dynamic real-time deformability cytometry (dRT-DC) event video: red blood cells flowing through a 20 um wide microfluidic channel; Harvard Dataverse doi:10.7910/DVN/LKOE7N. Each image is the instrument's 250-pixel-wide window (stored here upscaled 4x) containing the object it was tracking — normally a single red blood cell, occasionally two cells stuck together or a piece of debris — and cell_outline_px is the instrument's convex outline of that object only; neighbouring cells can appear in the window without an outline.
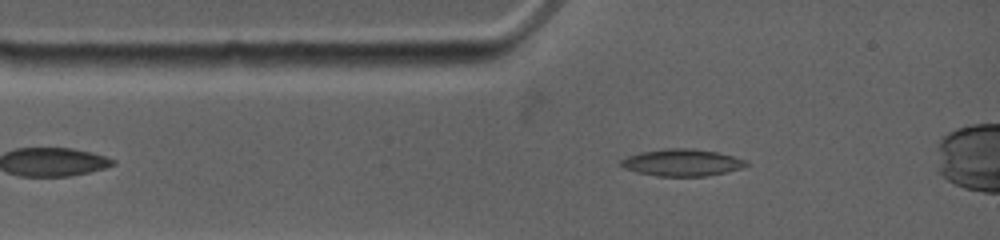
{"species": "common noctule bat (a hibernating species)", "species_latin": "Nyctalus noctula", "temperature_condition": "warm", "stored_images_in_passage": 18, "camera_frame_rate_fps": 4500, "um_per_image_px": 0.085, "animal": {"sex": "female", "body_mass_g": 19.0, "forearm_length_mm": 53.3}, "frame": {"image": 1, "passage_image": 2, "time_ms": 0.444, "image_size_px": [1000, 240], "cell_outline_px": [[752, 164], [744, 168], [704, 176], [656, 176], [636, 172], [624, 168], [620, 164], [620, 160], [628, 156], [640, 152], [664, 148], [692, 148], [716, 152], [748, 160]], "centroid_in_image_um": [57.99, 13.81], "position_along_channel_um": 27.0, "area_um2": 19.83}}
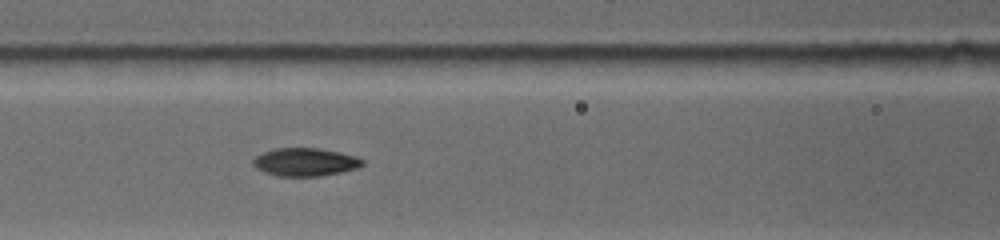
{"frame": {"image": 2, "passage_image": 9, "time_ms": 3.556, "image_size_px": [1000, 240], "cell_outline_px": [[364, 164], [356, 168], [340, 172], [320, 176], [280, 176], [264, 172], [256, 168], [252, 164], [252, 160], [256, 156], [264, 152], [276, 148], [320, 148], [356, 156], [364, 160]], "centroid_in_image_um": [25.93, 13.77], "position_along_channel_um": 140.7, "area_um2": 17.8}}
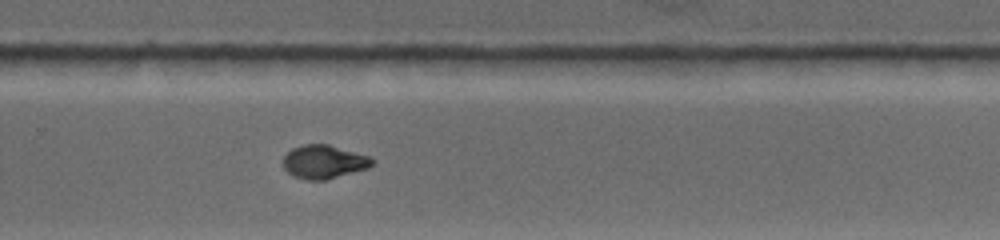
{"frame": {"image": 3, "passage_image": 18, "time_ms": 7.778, "image_size_px": [1000, 240], "cell_outline_px": [[376, 160], [368, 168], [324, 180], [308, 180], [296, 176], [288, 172], [284, 168], [284, 156], [292, 148], [304, 144], [328, 144], [372, 156]], "centroid_in_image_um": [27.58, 13.73], "position_along_channel_um": 302.2, "area_um2": 17.34}}